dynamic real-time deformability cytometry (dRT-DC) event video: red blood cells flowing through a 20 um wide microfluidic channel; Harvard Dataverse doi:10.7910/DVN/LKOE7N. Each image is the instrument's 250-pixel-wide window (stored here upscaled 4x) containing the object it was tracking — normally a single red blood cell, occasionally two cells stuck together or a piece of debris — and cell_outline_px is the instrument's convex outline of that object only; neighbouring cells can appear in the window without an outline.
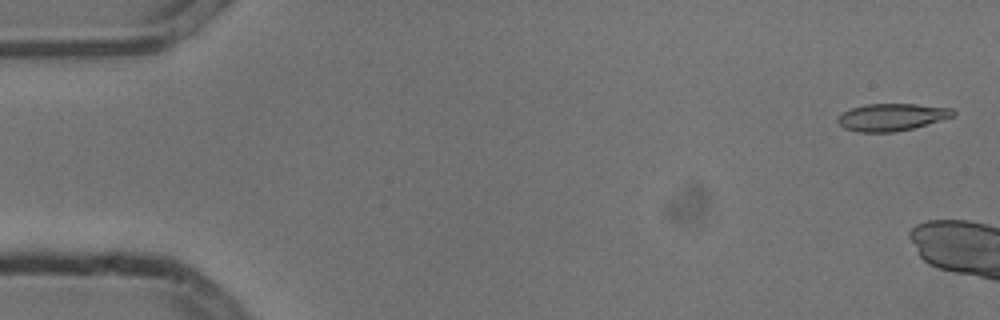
{"species": "common noctule bat (a hibernating species)", "species_latin": "Nyctalus noctula", "temperature_condition": "cold", "stored_images_in_passage": 6, "camera_frame_rate_fps": 3000, "um_per_image_px": 0.085, "animal": {"sex": "male", "body_mass_g": 13.3}, "frame": {"image": 1, "passage_image": 1, "time_ms": 0.0, "image_size_px": [1000, 320], "cell_outline_px": [[956, 112], [952, 116], [912, 128], [896, 132], [856, 132], [844, 128], [836, 120], [844, 112], [852, 108], [864, 104], [916, 104], [952, 108]], "centroid_in_image_um": [75.77, 9.95], "position_along_channel_um": 9.2, "area_um2": 18.09}}